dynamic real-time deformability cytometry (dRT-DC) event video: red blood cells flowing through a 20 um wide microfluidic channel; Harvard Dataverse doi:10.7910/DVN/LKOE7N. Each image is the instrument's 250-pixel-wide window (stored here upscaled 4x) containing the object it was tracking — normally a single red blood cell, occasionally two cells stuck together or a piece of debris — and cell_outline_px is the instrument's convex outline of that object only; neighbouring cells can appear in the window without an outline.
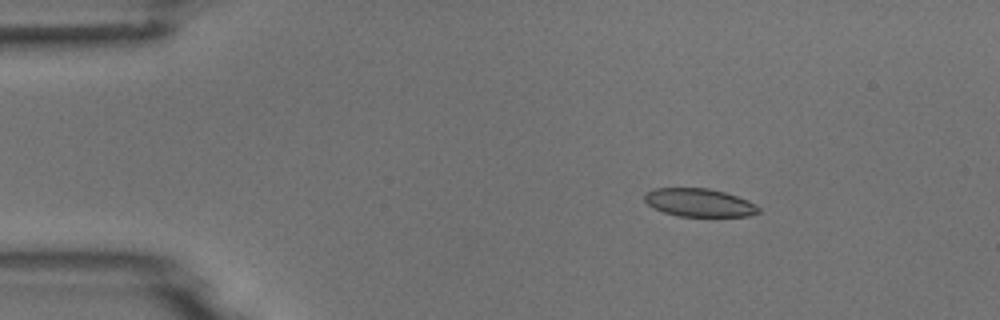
{"species": "common noctule bat (a hibernating species)", "species_latin": "Nyctalus noctula", "temperature_condition": "room temperature", "stored_images_in_passage": 4, "camera_frame_rate_fps": 3000, "um_per_image_px": 0.085, "animal": {"sex": "male", "body_mass_g": 18.8}, "frame": {"image": 1, "passage_image": 2, "time_ms": 1.0, "image_size_px": [1000, 320], "cell_outline_px": [[760, 212], [752, 216], [680, 216], [664, 212], [648, 204], [644, 200], [644, 192], [656, 188], [708, 188], [724, 192], [748, 200], [756, 204], [760, 208]], "centroid_in_image_um": [59.46, 17.22], "position_along_channel_um": 25.5, "area_um2": 18.67}}